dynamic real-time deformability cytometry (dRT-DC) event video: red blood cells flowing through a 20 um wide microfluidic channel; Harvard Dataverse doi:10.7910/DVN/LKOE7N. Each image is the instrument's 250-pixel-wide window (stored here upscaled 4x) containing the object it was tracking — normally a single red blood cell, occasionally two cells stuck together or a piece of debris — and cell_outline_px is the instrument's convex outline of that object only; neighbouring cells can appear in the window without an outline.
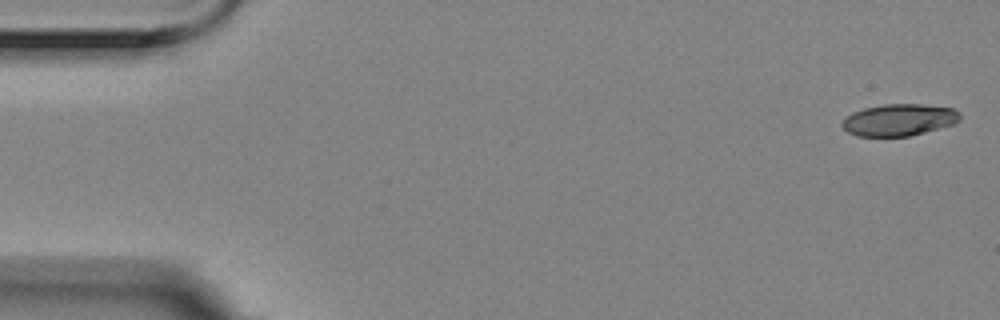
{"species": "Egyptian fruit bat (a non-hibernating species)", "species_latin": "Rousettus aegyptiacus", "temperature_condition": "room temperature", "stored_images_in_passage": 7, "camera_frame_rate_fps": 3000, "um_per_image_px": 0.085, "animal": {"sex": "female"}, "frame": {"image": 1, "passage_image": 1, "time_ms": 0.0, "image_size_px": [1000, 320], "cell_outline_px": [[960, 120], [952, 124], [924, 132], [908, 136], [856, 136], [848, 132], [840, 124], [844, 116], [852, 112], [864, 108], [884, 104], [920, 104], [952, 108], [960, 112]], "centroid_in_image_um": [76.37, 10.18], "position_along_channel_um": 8.6, "area_um2": 21.85}}
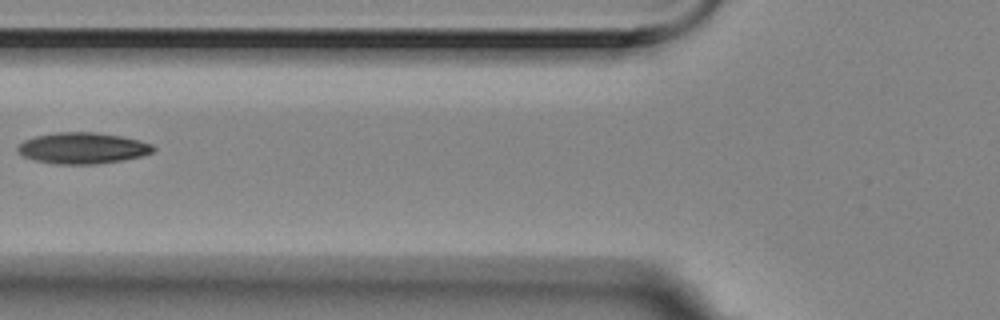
{"frame": {"image": 2, "passage_image": 6, "time_ms": 1.667, "image_size_px": [1000, 320], "cell_outline_px": [[156, 148], [152, 152], [140, 156], [124, 160], [96, 164], [52, 164], [36, 160], [24, 156], [16, 152], [16, 148], [24, 140], [36, 136], [56, 132], [96, 132], [120, 136], [152, 144]], "centroid_in_image_um": [6.99, 12.59], "position_along_channel_um": 118.8, "area_um2": 24.57}}
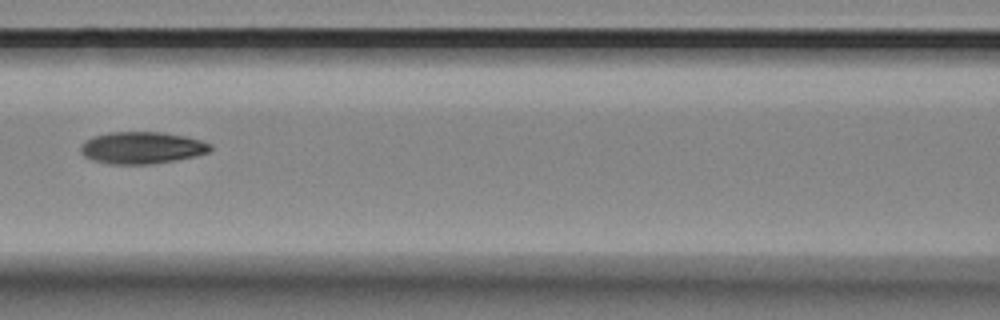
{"frame": {"image": 3, "passage_image": 7, "time_ms": 2.0, "image_size_px": [1000, 320], "cell_outline_px": [[212, 148], [208, 152], [196, 156], [176, 160], [152, 164], [108, 164], [92, 160], [84, 156], [80, 152], [80, 144], [84, 140], [92, 136], [108, 132], [164, 132], [184, 136], [200, 140], [212, 144]], "centroid_in_image_um": [12.02, 12.56], "position_along_channel_um": 154.6, "area_um2": 24.45}}